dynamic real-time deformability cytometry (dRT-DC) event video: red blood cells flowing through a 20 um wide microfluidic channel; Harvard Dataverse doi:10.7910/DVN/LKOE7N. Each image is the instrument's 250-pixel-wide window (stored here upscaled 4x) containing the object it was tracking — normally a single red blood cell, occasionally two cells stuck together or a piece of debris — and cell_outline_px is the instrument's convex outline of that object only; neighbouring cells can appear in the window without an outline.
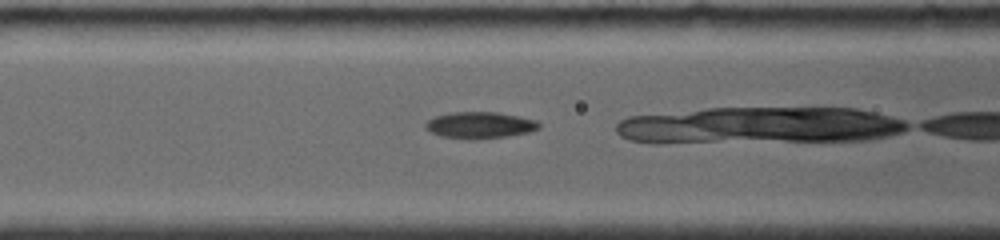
{"species": "common noctule bat (a hibernating species)", "species_latin": "Nyctalus noctula", "temperature_condition": "room temperature", "stored_images_in_passage": 17, "camera_frame_rate_fps": 4000, "um_per_image_px": 0.085, "animal": {"sex": "female", "body_mass_g": 19.0, "forearm_length_mm": 56.7}, "frame": {"image": 1, "passage_image": 6, "time_ms": 1.25, "image_size_px": [1000, 240], "cell_outline_px": [[540, 128], [528, 132], [508, 136], [472, 140], [440, 136], [424, 128], [424, 124], [428, 120], [436, 116], [452, 112], [496, 112], [536, 120], [540, 124]], "centroid_in_image_um": [40.76, 10.64], "position_along_channel_um": 125.8, "area_um2": 17.51}}
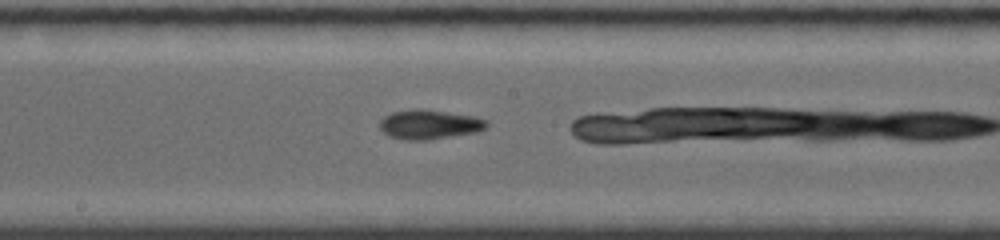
{"frame": {"image": 2, "passage_image": 10, "time_ms": 3.5, "image_size_px": [1000, 240], "cell_outline_px": [[488, 124], [484, 128], [476, 132], [428, 140], [408, 140], [388, 136], [380, 128], [380, 120], [384, 116], [392, 112], [416, 108], [472, 116], [484, 120]], "centroid_in_image_um": [36.43, 10.58], "position_along_channel_um": 211.8, "area_um2": 17.98}}
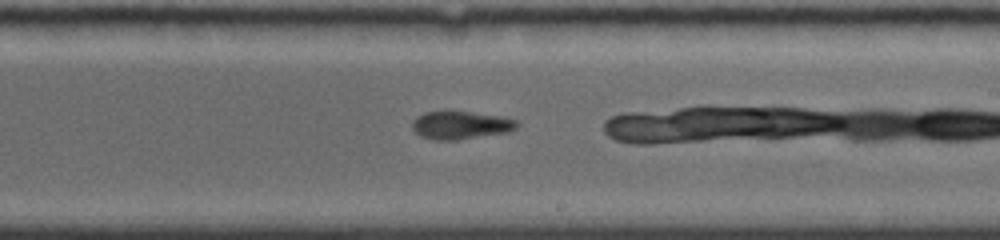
{"frame": {"image": 3, "passage_image": 12, "time_ms": 4.5, "image_size_px": [1000, 240], "cell_outline_px": [[520, 124], [516, 128], [508, 132], [456, 140], [436, 140], [420, 136], [412, 128], [412, 120], [416, 116], [424, 112], [468, 112], [496, 116], [516, 120]], "centroid_in_image_um": [39.12, 10.65], "position_along_channel_um": 249.9, "area_um2": 16.82}}